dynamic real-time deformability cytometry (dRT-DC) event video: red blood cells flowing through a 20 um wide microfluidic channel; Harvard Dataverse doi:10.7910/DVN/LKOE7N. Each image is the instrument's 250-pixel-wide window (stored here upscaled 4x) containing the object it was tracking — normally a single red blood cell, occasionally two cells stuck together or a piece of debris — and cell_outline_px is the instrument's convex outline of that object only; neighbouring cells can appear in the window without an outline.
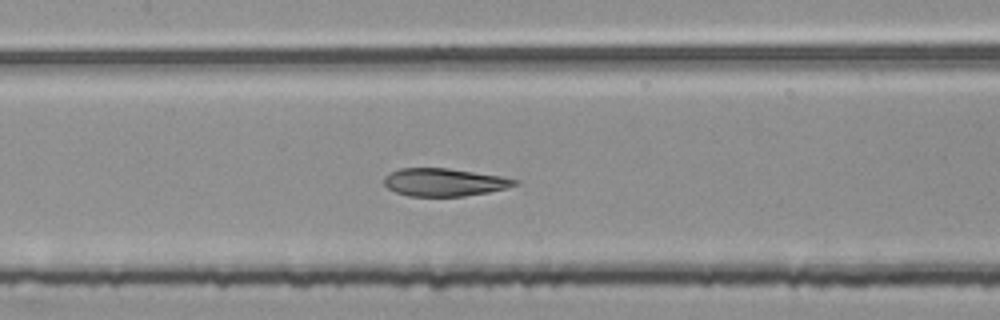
{"species": "common noctule bat (a hibernating species)", "species_latin": "Nyctalus noctula", "temperature_condition": "room temperature", "stored_images_in_passage": 44, "camera_frame_rate_fps": 3000, "um_per_image_px": 0.085, "animal": {"sex": "female", "body_mass_g": 25.1}, "frame": {"image": 1, "passage_image": 18, "time_ms": 5.667, "image_size_px": [1000, 320], "cell_outline_px": [[520, 180], [516, 184], [504, 188], [488, 192], [464, 196], [408, 196], [396, 192], [388, 188], [384, 184], [384, 176], [388, 172], [400, 168], [448, 168], [500, 176]], "centroid_in_image_um": [37.7, 15.48], "position_along_channel_um": 169.7, "area_um2": 21.1}}
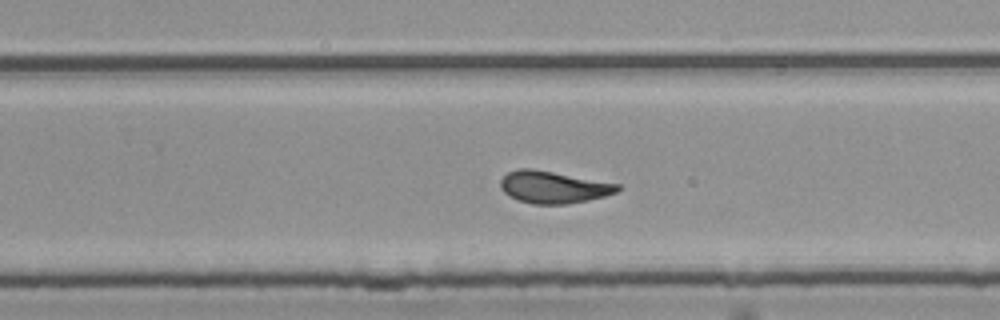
{"frame": {"image": 2, "passage_image": 27, "time_ms": 8.667, "image_size_px": [1000, 320], "cell_outline_px": [[620, 188], [616, 192], [604, 196], [588, 200], [568, 204], [532, 204], [516, 200], [508, 196], [500, 188], [500, 180], [508, 172], [520, 168], [532, 168], [620, 184]], "centroid_in_image_um": [47.0, 15.91], "position_along_channel_um": 282.8, "area_um2": 21.96}}
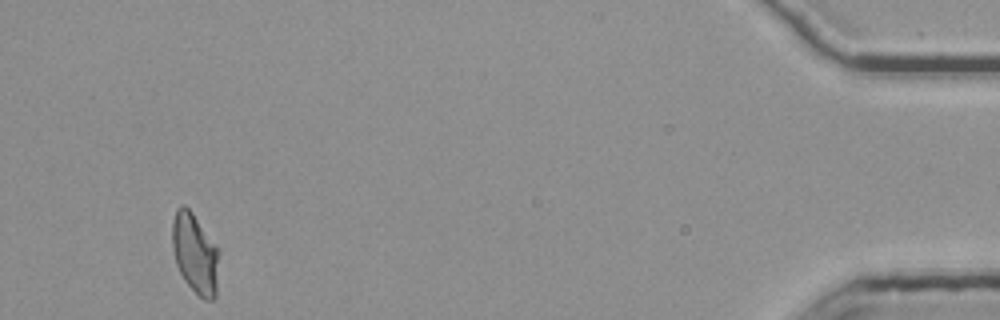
{"frame": {"image": 3, "passage_image": 44, "time_ms": 14.333, "image_size_px": [1000, 320], "cell_outline_px": [[220, 252], [216, 296], [212, 300], [204, 300], [184, 280], [176, 264], [172, 244], [172, 224], [176, 208], [180, 204], [184, 204], [192, 212], [220, 248]], "centroid_in_image_um": [16.61, 21.52], "position_along_channel_um": 418.6, "area_um2": 22.2}, "authors_computed_cell_mechanics": {"area_um2": 21.9929, "velocity_mm_per_s": 3.7841, "shape_relaxation_time_tau1_ms": 7.4075, "shape_relaxation_time_tau2_ms": 1.8641, "deformation_change_tau1": 0.1951, "deformation_change_tau2": 0.0957}}